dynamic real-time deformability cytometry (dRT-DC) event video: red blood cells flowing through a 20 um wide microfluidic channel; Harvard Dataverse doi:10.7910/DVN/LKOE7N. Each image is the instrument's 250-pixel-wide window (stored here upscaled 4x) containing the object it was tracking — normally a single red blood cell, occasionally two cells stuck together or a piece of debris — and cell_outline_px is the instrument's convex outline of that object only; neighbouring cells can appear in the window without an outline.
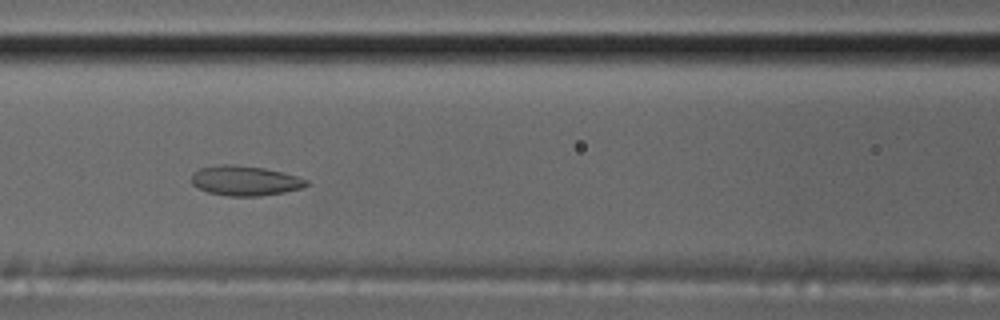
{"species": "common noctule bat (a hibernating species)", "species_latin": "Nyctalus noctula", "temperature_condition": "cold", "stored_images_in_passage": 46, "camera_frame_rate_fps": 3000, "um_per_image_px": 0.085, "animal": {"sex": "male", "body_mass_g": 17.5, "forearm_length_mm": 52.3}, "frame": {"image": 1, "passage_image": 14, "time_ms": 4.333, "image_size_px": [1000, 320], "cell_outline_px": [[308, 184], [300, 188], [284, 192], [260, 196], [228, 196], [208, 192], [196, 188], [192, 184], [192, 172], [200, 168], [216, 164], [232, 164], [264, 168], [284, 172], [308, 180]], "centroid_in_image_um": [20.78, 15.35], "position_along_channel_um": 145.8, "area_um2": 20.11}}